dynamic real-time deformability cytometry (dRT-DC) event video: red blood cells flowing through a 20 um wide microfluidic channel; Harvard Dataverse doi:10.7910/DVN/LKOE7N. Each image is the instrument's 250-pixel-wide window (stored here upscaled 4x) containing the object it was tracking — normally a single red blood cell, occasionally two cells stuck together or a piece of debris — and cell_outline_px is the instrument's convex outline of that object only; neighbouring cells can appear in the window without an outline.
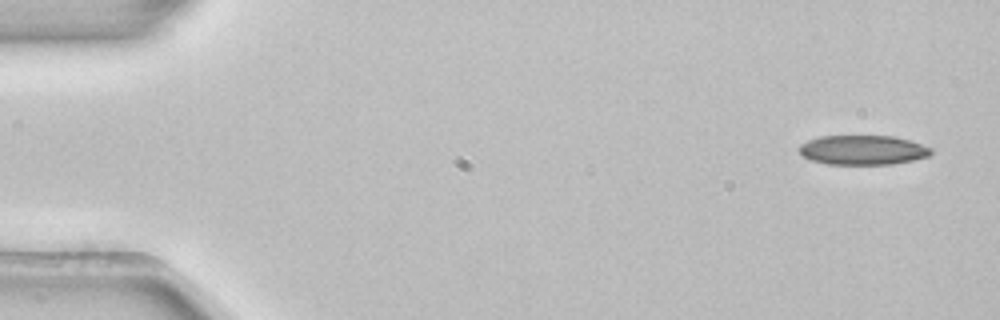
{"species": "common noctule bat (a hibernating species)", "species_latin": "Nyctalus noctula", "temperature_condition": "room temperature", "stored_images_in_passage": 3, "camera_frame_rate_fps": 3000, "um_per_image_px": 0.085, "animal": {"sex": "female", "body_mass_g": 22.7, "forearm_length_mm": 54.2}, "frame": {"image": 1, "passage_image": 1, "time_ms": 0.0, "image_size_px": [1000, 320], "cell_outline_px": [[932, 152], [928, 156], [912, 160], [892, 164], [828, 164], [812, 160], [804, 156], [796, 148], [800, 144], [808, 140], [820, 136], [892, 136], [908, 140], [932, 148]], "centroid_in_image_um": [73.31, 12.75], "position_along_channel_um": 11.7, "area_um2": 22.54}}
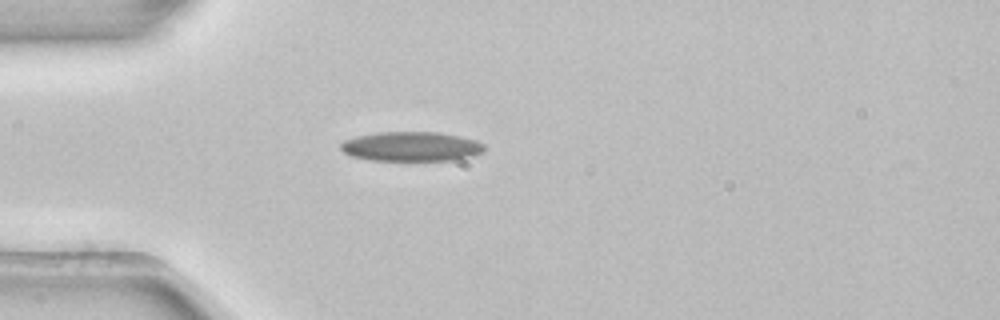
{"frame": {"image": 2, "passage_image": 3, "time_ms": 0.667, "image_size_px": [1000, 320], "cell_outline_px": [[484, 152], [472, 156], [452, 160], [368, 160], [352, 156], [344, 152], [340, 148], [340, 144], [344, 140], [356, 136], [380, 132], [440, 132], [460, 136], [476, 140], [484, 144]], "centroid_in_image_um": [34.96, 12.45], "position_along_channel_um": 50.0, "area_um2": 24.74}}